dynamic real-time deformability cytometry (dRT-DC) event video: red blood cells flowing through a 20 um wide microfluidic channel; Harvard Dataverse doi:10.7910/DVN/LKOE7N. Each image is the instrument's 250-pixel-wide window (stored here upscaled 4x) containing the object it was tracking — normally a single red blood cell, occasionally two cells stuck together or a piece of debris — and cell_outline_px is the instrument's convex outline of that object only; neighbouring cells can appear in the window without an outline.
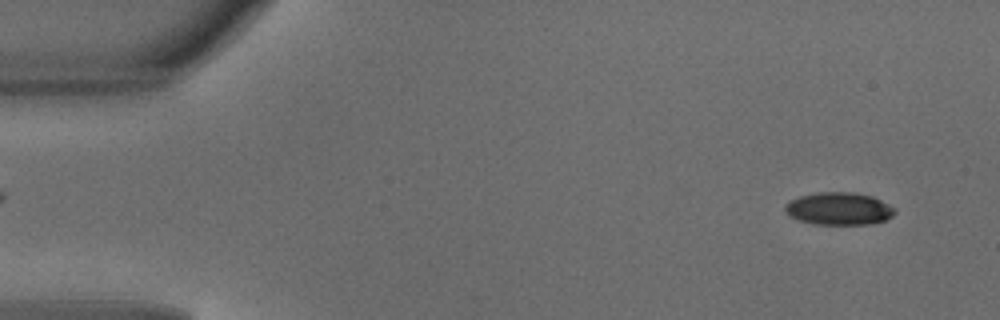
{"species": "common noctule bat (a hibernating species)", "species_latin": "Nyctalus noctula", "temperature_condition": "warm", "stored_images_in_passage": 49, "segment_of_instrument_passage": [1, 2], "camera_frame_rate_fps": 3000, "um_per_image_px": 0.085, "animal": {"sex": "male", "body_mass_g": 18.8}, "frame": {"image": 1, "passage_image": 3, "time_ms": 0.667, "image_size_px": [1000, 320], "cell_outline_px": [[896, 212], [892, 216], [884, 220], [872, 224], [812, 224], [796, 220], [788, 216], [784, 208], [784, 204], [800, 196], [816, 192], [852, 192], [872, 196], [896, 208]], "centroid_in_image_um": [71.28, 17.74], "position_along_channel_um": 13.7, "area_um2": 20.98}}
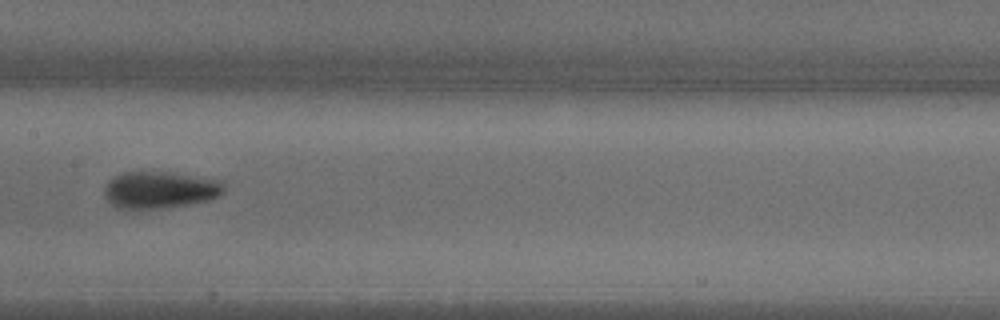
{"frame": {"image": 2, "passage_image": 24, "time_ms": 7.667, "image_size_px": [1000, 320], "cell_outline_px": [[224, 192], [220, 196], [208, 200], [160, 208], [128, 212], [116, 208], [104, 196], [104, 188], [108, 180], [112, 176], [120, 172], [168, 172], [224, 180]], "centroid_in_image_um": [13.53, 16.15], "position_along_channel_um": 193.9, "area_um2": 26.41}}
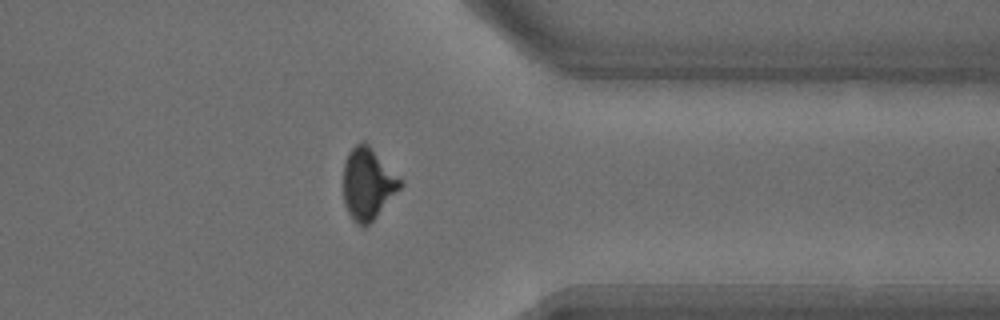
{"frame": {"image": 3, "passage_image": 38, "time_ms": 12.333, "image_size_px": [1000, 320], "cell_outline_px": [[404, 184], [376, 216], [364, 228], [356, 224], [352, 220], [344, 204], [344, 160], [348, 152], [356, 144], [364, 140], [368, 144]], "centroid_in_image_um": [31.23, 15.63], "position_along_channel_um": 380.2, "area_um2": 23.41}}